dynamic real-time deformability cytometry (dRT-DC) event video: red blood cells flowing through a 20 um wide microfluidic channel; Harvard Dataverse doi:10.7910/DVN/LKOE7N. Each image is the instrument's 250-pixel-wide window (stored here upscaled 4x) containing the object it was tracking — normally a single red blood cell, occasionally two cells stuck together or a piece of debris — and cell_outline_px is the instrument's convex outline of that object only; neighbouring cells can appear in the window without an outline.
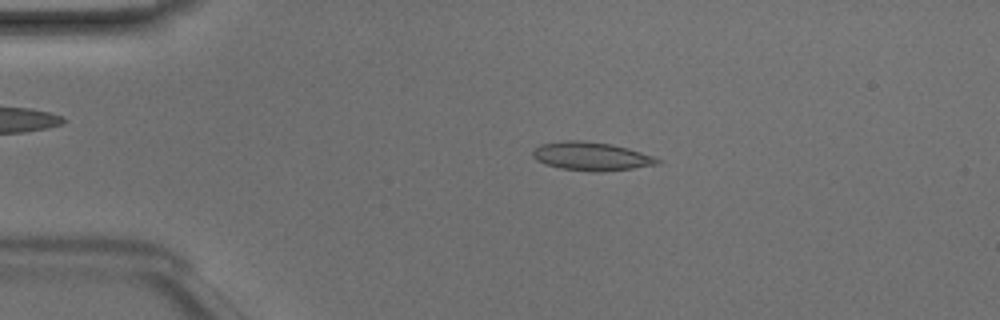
{"species": "Egyptian fruit bat (a non-hibernating species)", "species_latin": "Rousettus aegyptiacus", "temperature_condition": "room temperature", "stored_images_in_passage": 47, "camera_frame_rate_fps": 3000, "um_per_image_px": 0.085, "animal": {"sex": "male"}, "frame": {"image": 1, "passage_image": 9, "time_ms": 2.667, "image_size_px": [1000, 320], "cell_outline_px": [[660, 160], [656, 164], [632, 168], [600, 172], [592, 172], [560, 168], [544, 164], [536, 160], [532, 156], [532, 152], [540, 144], [564, 140], [580, 140], [612, 144], [628, 148], [652, 156]], "centroid_in_image_um": [50.2, 13.28], "position_along_channel_um": 34.8, "area_um2": 20.58}}
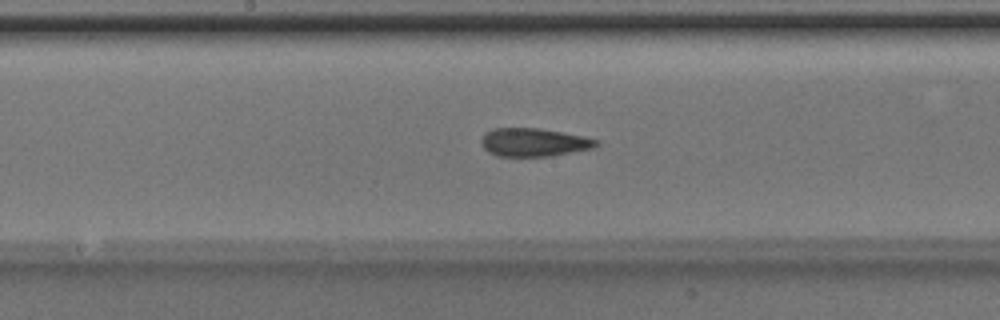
{"frame": {"image": 2, "passage_image": 24, "time_ms": 7.667, "image_size_px": [1000, 320], "cell_outline_px": [[600, 144], [592, 148], [552, 156], [496, 156], [488, 152], [480, 144], [480, 140], [484, 132], [492, 128], [540, 128], [584, 136], [600, 140]], "centroid_in_image_um": [45.35, 12.09], "position_along_channel_um": 202.8, "area_um2": 19.19}}
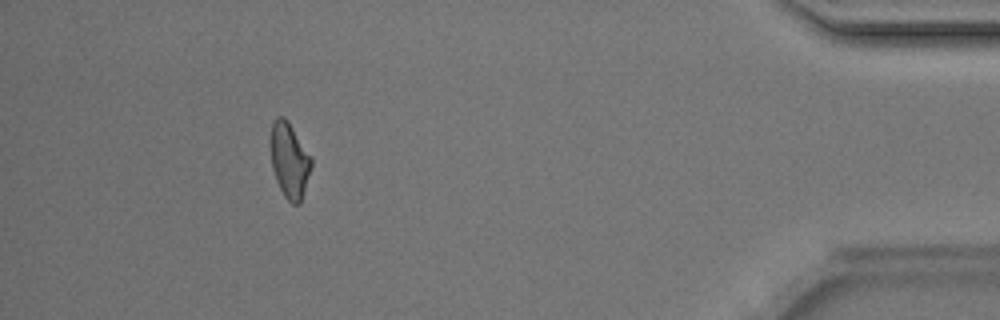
{"frame": {"image": 3, "passage_image": 43, "time_ms": 14.0, "image_size_px": [1000, 320], "cell_outline_px": [[312, 164], [300, 204], [292, 204], [284, 196], [276, 180], [272, 168], [272, 120], [276, 116], [284, 116], [288, 120], [312, 156]], "centroid_in_image_um": [24.63, 13.61], "position_along_channel_um": 410.6, "area_um2": 17.74}, "authors_computed_cell_mechanics": {"area_um2": 19.074, "velocity_mm_per_s": 4.1658, "shape_relaxation_time_tau1_ms": 3.8554, "shape_relaxation_time_tau2_ms": 3.1529, "deformation_change_tau1": 0.1396, "deformation_change_tau2": 0.1193}}